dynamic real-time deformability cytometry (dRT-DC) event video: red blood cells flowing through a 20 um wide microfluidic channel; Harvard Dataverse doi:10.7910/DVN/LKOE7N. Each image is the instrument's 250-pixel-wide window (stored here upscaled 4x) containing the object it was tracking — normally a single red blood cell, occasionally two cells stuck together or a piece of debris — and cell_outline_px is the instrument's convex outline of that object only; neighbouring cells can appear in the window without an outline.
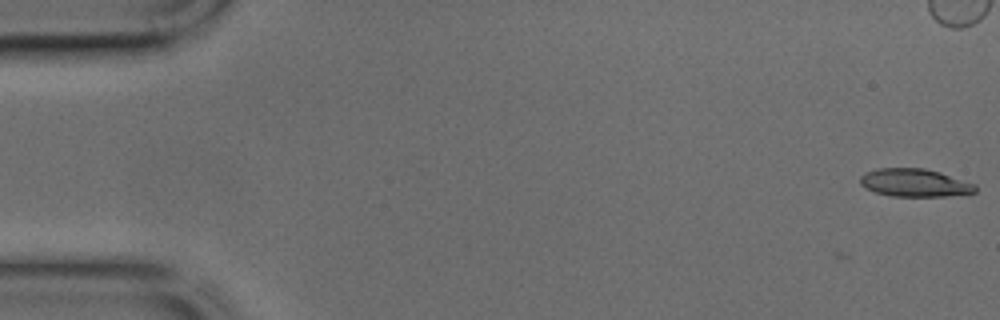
{"species": "common noctule bat (a hibernating species)", "species_latin": "Nyctalus noctula", "temperature_condition": "cold", "stored_images_in_passage": 6, "camera_frame_rate_fps": 3000, "um_per_image_px": 0.085, "animal": {"sex": "male", "body_mass_g": 17.9, "forearm_length_mm": 54.2}, "frame": {"image": 1, "passage_image": 1, "time_ms": 0.0, "image_size_px": [1000, 320], "cell_outline_px": [[976, 192], [944, 196], [892, 196], [876, 192], [864, 188], [860, 184], [860, 176], [864, 172], [880, 168], [924, 168], [940, 172], [976, 184]], "centroid_in_image_um": [77.72, 15.53], "position_along_channel_um": 7.3, "area_um2": 18.73}}